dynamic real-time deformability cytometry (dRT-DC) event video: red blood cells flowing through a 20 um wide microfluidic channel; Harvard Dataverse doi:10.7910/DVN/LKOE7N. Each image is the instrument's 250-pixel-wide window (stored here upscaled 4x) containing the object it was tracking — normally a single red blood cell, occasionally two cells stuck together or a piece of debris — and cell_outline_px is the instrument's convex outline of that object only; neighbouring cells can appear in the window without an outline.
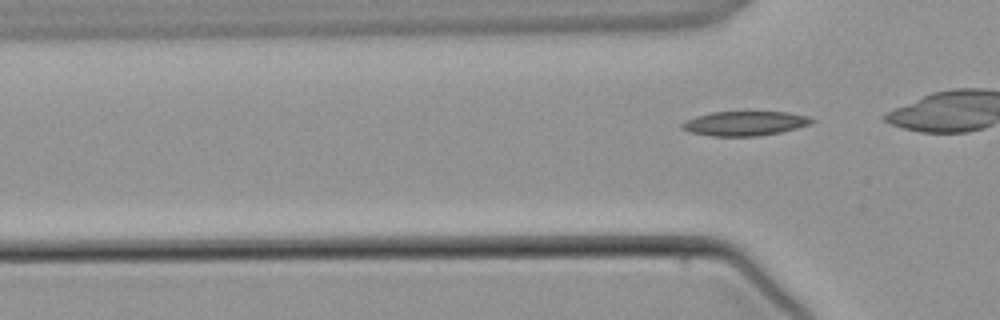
{"species": "common noctule bat (a hibernating species)", "species_latin": "Nyctalus noctula", "temperature_condition": "warm", "stored_images_in_passage": 5, "camera_frame_rate_fps": 3000, "um_per_image_px": 0.085, "animal": {"sex": "male", "body_mass_g": 21.5, "forearm_length_mm": 52.0}, "frame": {"image": 1, "passage_image": 5, "time_ms": 5.667, "image_size_px": [1000, 320], "cell_outline_px": [[816, 120], [812, 124], [780, 132], [760, 136], [712, 136], [688, 132], [680, 128], [680, 124], [684, 120], [696, 116], [712, 112], [788, 112], [812, 116]], "centroid_in_image_um": [63.32, 10.49], "position_along_channel_um": 62.5, "area_um2": 18.79}}